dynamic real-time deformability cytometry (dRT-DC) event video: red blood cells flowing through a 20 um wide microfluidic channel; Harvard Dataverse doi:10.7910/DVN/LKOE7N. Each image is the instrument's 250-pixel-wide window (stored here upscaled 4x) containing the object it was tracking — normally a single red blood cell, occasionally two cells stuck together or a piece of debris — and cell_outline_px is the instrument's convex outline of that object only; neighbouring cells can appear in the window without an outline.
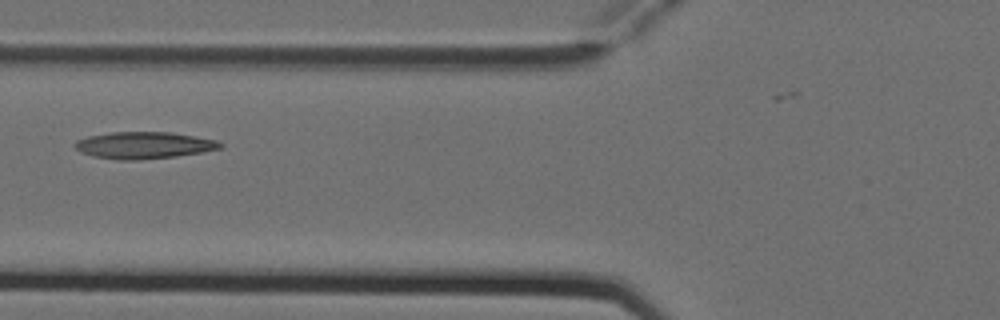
{"species": "Egyptian fruit bat (a non-hibernating species)", "species_latin": "Rousettus aegyptiacus", "temperature_condition": "cold", "stored_images_in_passage": 5, "camera_frame_rate_fps": 3000, "um_per_image_px": 0.085, "animal": {"sex": "female"}, "frame": {"image": 1, "passage_image": 5, "time_ms": 1.333, "image_size_px": [1000, 320], "cell_outline_px": [[224, 148], [176, 156], [136, 160], [116, 160], [92, 156], [80, 152], [72, 144], [76, 140], [88, 136], [112, 132], [172, 132], [216, 140], [224, 144]], "centroid_in_image_um": [12.21, 12.35], "position_along_channel_um": 113.6, "area_um2": 22.83}}